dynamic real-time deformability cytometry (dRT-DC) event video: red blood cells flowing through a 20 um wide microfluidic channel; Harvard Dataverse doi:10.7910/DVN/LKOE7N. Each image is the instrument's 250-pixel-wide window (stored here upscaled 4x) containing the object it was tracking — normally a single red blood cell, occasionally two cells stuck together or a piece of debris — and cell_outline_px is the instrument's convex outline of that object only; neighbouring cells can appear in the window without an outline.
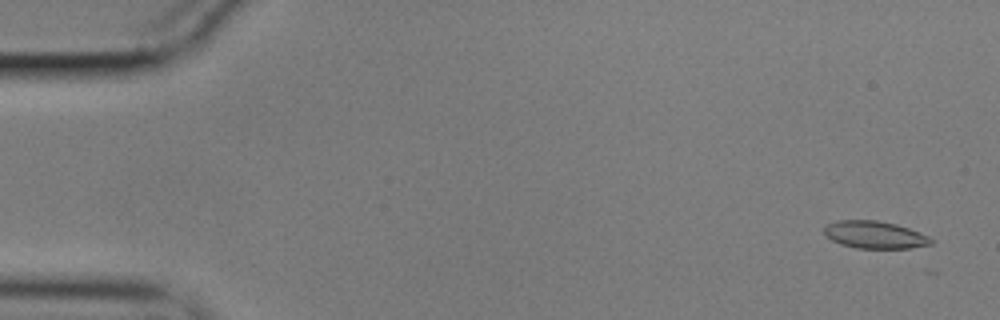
{"species": "common noctule bat (a hibernating species)", "species_latin": "Nyctalus noctula", "temperature_condition": "cold", "stored_images_in_passage": 16, "camera_frame_rate_fps": 3000, "um_per_image_px": 0.085, "animal": {"sex": "male", "body_mass_g": 17.9}, "frame": {"image": 1, "passage_image": 3, "time_ms": 0.667, "image_size_px": [1000, 320], "cell_outline_px": [[932, 244], [912, 248], [856, 248], [840, 244], [824, 236], [824, 228], [828, 224], [836, 220], [876, 220], [896, 224], [920, 232], [928, 236], [932, 240]], "centroid_in_image_um": [74.33, 19.96], "position_along_channel_um": 10.7, "area_um2": 17.11}}
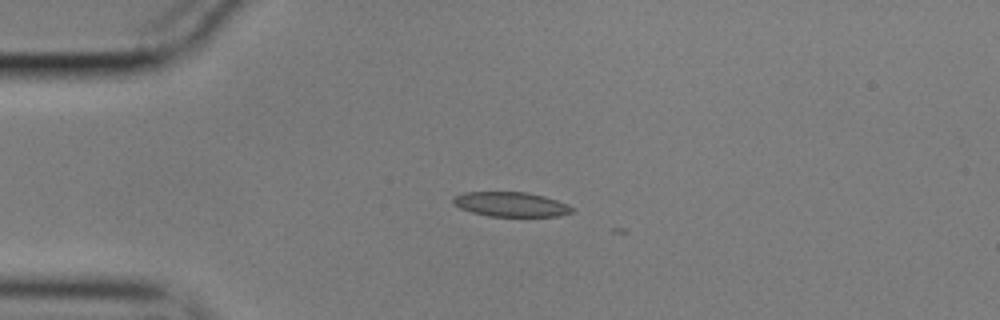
{"frame": {"image": 2, "passage_image": 14, "time_ms": 4.333, "image_size_px": [1000, 320], "cell_outline_px": [[576, 208], [572, 212], [560, 216], [488, 216], [472, 212], [460, 208], [452, 204], [452, 200], [456, 196], [464, 192], [528, 192], [544, 196], [568, 204]], "centroid_in_image_um": [43.44, 17.37], "position_along_channel_um": 41.6, "area_um2": 17.11}}